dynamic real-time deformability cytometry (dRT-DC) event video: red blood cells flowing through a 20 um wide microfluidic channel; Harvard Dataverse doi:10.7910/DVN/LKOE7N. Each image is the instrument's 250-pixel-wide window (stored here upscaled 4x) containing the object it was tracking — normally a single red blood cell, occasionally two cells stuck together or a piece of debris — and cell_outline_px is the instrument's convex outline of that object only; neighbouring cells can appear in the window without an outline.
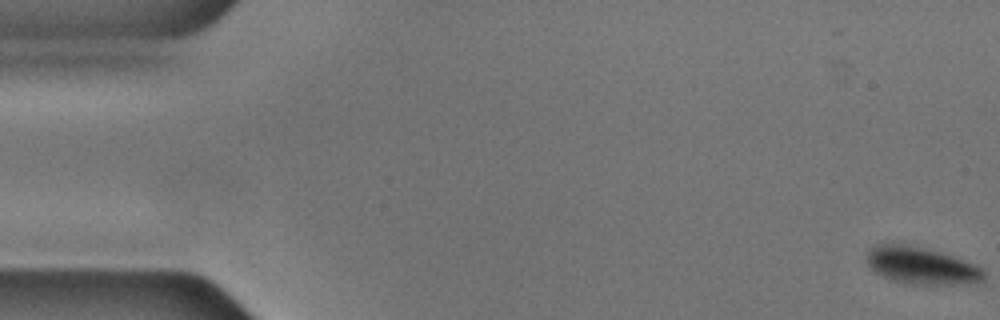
{"species": "common noctule bat (a hibernating species)", "species_latin": "Nyctalus noctula", "temperature_condition": "cold", "stored_images_in_passage": 10, "camera_frame_rate_fps": 3000, "um_per_image_px": 0.085, "animal": {"sex": "male", "body_mass_g": 17.9, "forearm_length_mm": 54.2}, "frame": {"image": 1, "passage_image": 1, "time_ms": 0.0, "image_size_px": [1000, 320], "cell_outline_px": [[984, 284], [908, 284], [892, 280], [876, 272], [868, 264], [868, 252], [876, 244], [896, 244], [920, 248], [940, 252], [952, 256], [984, 268]], "centroid_in_image_um": [78.4, 22.62], "position_along_channel_um": 6.6, "area_um2": 24.97}}